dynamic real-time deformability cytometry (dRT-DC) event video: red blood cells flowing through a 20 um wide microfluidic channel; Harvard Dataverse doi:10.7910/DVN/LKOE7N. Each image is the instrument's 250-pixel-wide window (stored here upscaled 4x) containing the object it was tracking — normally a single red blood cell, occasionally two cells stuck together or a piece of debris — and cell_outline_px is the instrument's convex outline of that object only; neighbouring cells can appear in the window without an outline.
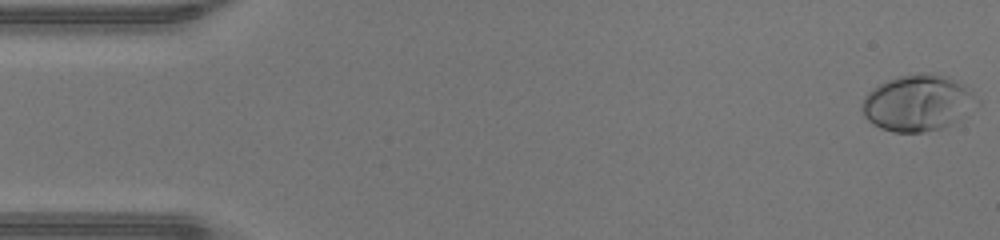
{"species": "human", "species_latin": "Homo sapiens", "temperature_condition": "warm", "stored_images_in_passage": 48, "camera_frame_rate_fps": 3000, "um_per_image_px": 0.085, "donor": {"sex": "male"}, "frame": {"image": 1, "passage_image": 1, "time_ms": 0.0, "image_size_px": [1000, 240], "cell_outline_px": [[980, 104], [948, 124], [940, 128], [924, 132], [892, 132], [880, 128], [872, 124], [864, 116], [860, 108], [864, 96], [872, 88], [888, 80], [900, 76], [924, 72], [948, 76], [960, 84], [980, 100]], "centroid_in_image_um": [77.95, 8.75], "position_along_channel_um": 7.1, "area_um2": 37.28}}
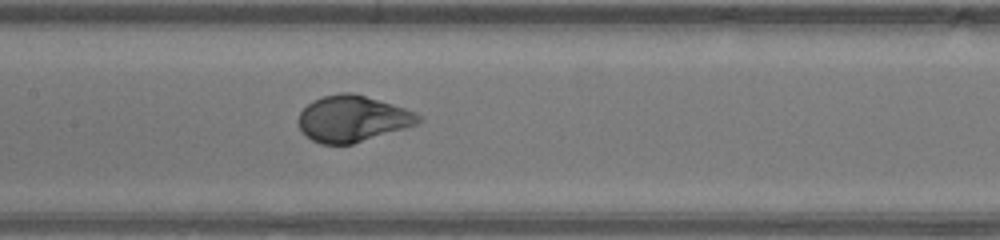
{"frame": {"image": 2, "passage_image": 23, "time_ms": 7.333, "image_size_px": [1000, 240], "cell_outline_px": [[420, 120], [416, 124], [404, 128], [352, 144], [320, 144], [312, 140], [300, 128], [296, 120], [300, 112], [312, 100], [324, 96], [340, 92], [352, 92], [392, 104], [416, 112], [420, 116]], "centroid_in_image_um": [29.92, 10.08], "position_along_channel_um": 177.5, "area_um2": 32.02}}
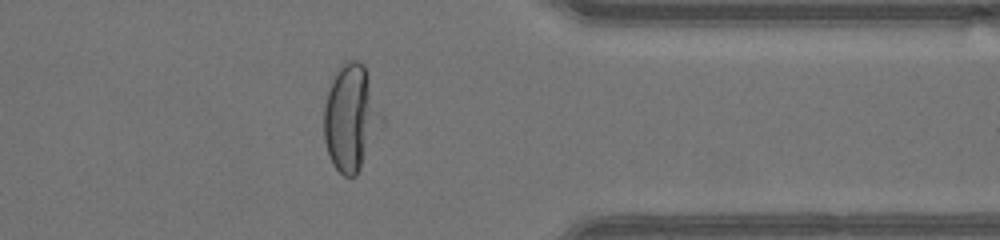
{"frame": {"image": 3, "passage_image": 38, "time_ms": 12.333, "image_size_px": [1000, 240], "cell_outline_px": [[384, 124], [356, 176], [344, 176], [332, 164], [324, 140], [324, 108], [328, 92], [332, 80], [336, 72], [344, 60], [360, 60], [364, 64], [384, 116]], "centroid_in_image_um": [29.86, 10.0], "position_along_channel_um": 381.5, "area_um2": 36.01}, "authors_computed_cell_mechanics": {"area_um2": 33.9575, "velocity_mm_per_s": 4.3411, "shape_relaxation_time_tau1_ms": 2.8315, "shape_relaxation_time_tau2_ms": null, "deformation_change_tau1": 0.2015, "deformation_change_tau2": null}}